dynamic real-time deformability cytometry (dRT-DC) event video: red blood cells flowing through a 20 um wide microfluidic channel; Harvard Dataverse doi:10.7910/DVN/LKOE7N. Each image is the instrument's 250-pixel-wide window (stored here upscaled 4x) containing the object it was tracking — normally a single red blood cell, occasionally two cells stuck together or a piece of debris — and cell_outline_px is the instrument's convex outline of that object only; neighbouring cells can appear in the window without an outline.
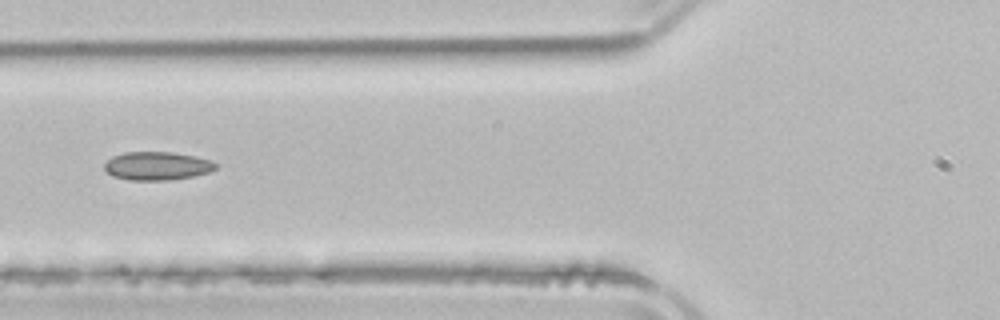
{"species": "common noctule bat (a hibernating species)", "species_latin": "Nyctalus noctula", "temperature_condition": "room temperature", "stored_images_in_passage": 5, "camera_frame_rate_fps": 3000, "um_per_image_px": 0.085, "animal": {"sex": "male", "body_mass_g": 21.5, "forearm_length_mm": 52.0}, "frame": {"image": 1, "passage_image": 5, "time_ms": 5.333, "image_size_px": [1000, 320], "cell_outline_px": [[216, 168], [212, 172], [172, 180], [128, 180], [112, 176], [104, 168], [104, 164], [112, 156], [124, 152], [172, 152], [196, 156], [212, 160], [216, 164]], "centroid_in_image_um": [13.37, 14.1], "position_along_channel_um": 112.4, "area_um2": 18.55}}